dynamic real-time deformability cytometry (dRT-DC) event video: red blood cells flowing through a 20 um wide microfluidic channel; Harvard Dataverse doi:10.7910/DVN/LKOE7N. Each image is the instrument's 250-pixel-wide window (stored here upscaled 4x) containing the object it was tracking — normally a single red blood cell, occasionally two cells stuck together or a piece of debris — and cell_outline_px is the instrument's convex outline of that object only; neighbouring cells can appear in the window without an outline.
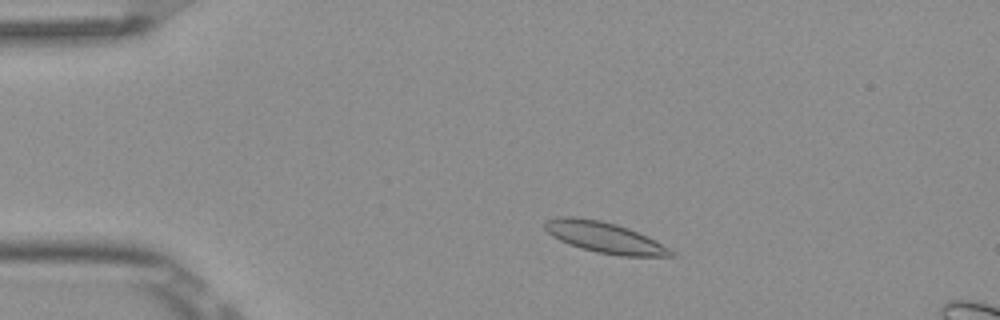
{"species": "Egyptian fruit bat (a non-hibernating species)", "species_latin": "Rousettus aegyptiacus", "temperature_condition": "room temperature", "stored_images_in_passage": 5, "camera_frame_rate_fps": 3000, "um_per_image_px": 0.085, "frame": {"image": 1, "passage_image": 3, "time_ms": 0.667, "image_size_px": [1000, 320], "cell_outline_px": [[676, 256], [620, 256], [596, 252], [580, 248], [568, 244], [552, 236], [544, 228], [544, 224], [548, 220], [556, 216], [576, 216], [600, 220], [616, 224], [628, 228], [676, 252]], "centroid_in_image_um": [51.32, 20.18], "position_along_channel_um": 33.7, "area_um2": 22.48}}